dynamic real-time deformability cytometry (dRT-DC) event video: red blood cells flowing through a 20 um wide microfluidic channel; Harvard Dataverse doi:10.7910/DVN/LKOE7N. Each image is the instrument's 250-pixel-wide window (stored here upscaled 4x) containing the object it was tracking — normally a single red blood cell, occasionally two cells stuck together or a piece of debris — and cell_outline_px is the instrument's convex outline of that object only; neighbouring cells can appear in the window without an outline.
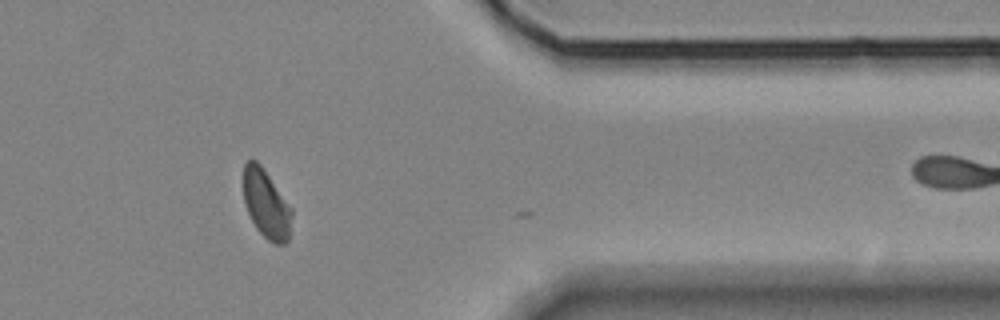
{"species": "Egyptian fruit bat (a non-hibernating species)", "species_latin": "Rousettus aegyptiacus", "temperature_condition": "room temperature", "stored_images_in_passage": 23, "camera_frame_rate_fps": 3000, "um_per_image_px": 0.085, "animal": {"sex": "female"}, "frame": {"image": 1, "passage_image": 22, "time_ms": 7.0, "image_size_px": [1000, 320], "cell_outline_px": [[292, 212], [288, 240], [284, 244], [276, 244], [268, 240], [256, 228], [244, 204], [244, 164], [248, 160], [256, 160], [260, 164], [292, 208]], "centroid_in_image_um": [22.63, 17.35], "position_along_channel_um": 388.8, "area_um2": 19.02}}